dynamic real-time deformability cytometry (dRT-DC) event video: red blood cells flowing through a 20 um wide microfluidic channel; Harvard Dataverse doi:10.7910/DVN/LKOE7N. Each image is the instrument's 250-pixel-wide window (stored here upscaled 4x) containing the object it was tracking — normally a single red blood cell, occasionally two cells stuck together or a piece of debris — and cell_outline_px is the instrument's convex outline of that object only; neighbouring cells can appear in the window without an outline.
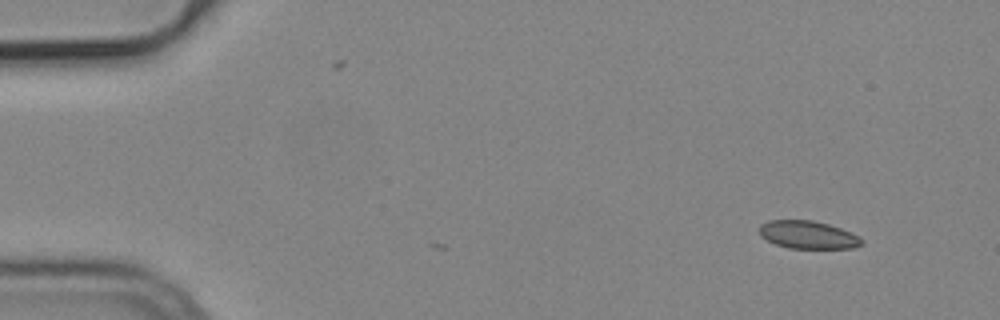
{"species": "common noctule bat (a hibernating species)", "species_latin": "Nyctalus noctula", "temperature_condition": "cold", "stored_images_in_passage": 3, "camera_frame_rate_fps": 3000, "um_per_image_px": 0.085, "animal": {"sex": "male", "body_mass_g": 19.2, "forearm_length_mm": 51.8}, "frame": {"image": 1, "passage_image": 3, "time_ms": 0.667, "image_size_px": [1000, 320], "cell_outline_px": [[864, 240], [860, 244], [852, 248], [788, 248], [776, 244], [760, 236], [760, 224], [768, 220], [812, 220], [828, 224], [840, 228]], "centroid_in_image_um": [68.62, 19.95], "position_along_channel_um": 16.4, "area_um2": 16.36}}